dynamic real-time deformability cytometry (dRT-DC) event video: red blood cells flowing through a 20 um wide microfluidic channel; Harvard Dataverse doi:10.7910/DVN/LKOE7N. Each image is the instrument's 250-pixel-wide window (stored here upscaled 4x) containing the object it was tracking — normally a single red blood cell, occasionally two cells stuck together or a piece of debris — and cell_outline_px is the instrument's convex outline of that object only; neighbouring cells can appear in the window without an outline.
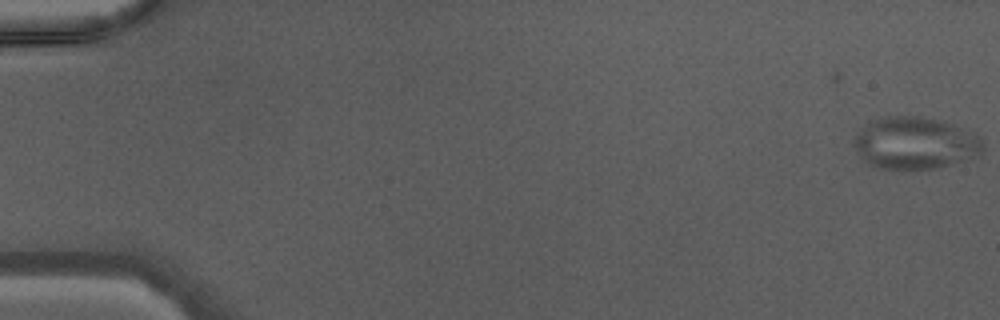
{"species": "Egyptian fruit bat (a non-hibernating species)", "species_latin": "Rousettus aegyptiacus", "temperature_condition": "warm", "stored_images_in_passage": 40, "camera_frame_rate_fps": 3000, "um_per_image_px": 0.085, "animal": {"sex": "male"}, "frame": {"image": 1, "passage_image": 1, "time_ms": 0.0, "image_size_px": [1000, 320], "cell_outline_px": [[984, 152], [976, 156], [948, 164], [932, 168], [880, 168], [864, 160], [852, 144], [852, 140], [864, 124], [872, 120], [888, 116], [920, 116], [968, 128], [980, 136], [984, 144]], "centroid_in_image_um": [77.8, 12.13], "position_along_channel_um": 7.2, "area_um2": 38.96}}